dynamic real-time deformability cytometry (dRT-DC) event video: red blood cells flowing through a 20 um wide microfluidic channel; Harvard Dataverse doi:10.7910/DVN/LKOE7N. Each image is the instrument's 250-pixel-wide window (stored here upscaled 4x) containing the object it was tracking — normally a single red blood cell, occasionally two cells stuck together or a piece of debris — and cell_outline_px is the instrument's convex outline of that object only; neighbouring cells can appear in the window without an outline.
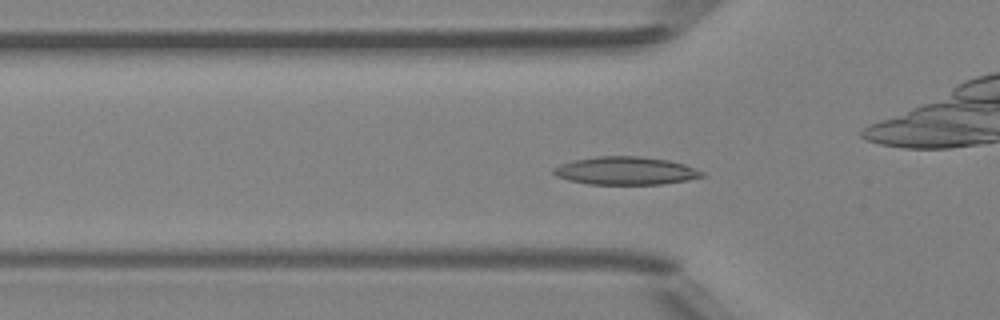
{"species": "Egyptian fruit bat (a non-hibernating species)", "species_latin": "Rousettus aegyptiacus", "temperature_condition": "room temperature", "stored_images_in_passage": 50, "camera_frame_rate_fps": 3000, "um_per_image_px": 0.085, "animal": {"sex": "female"}, "frame": {"image": 1, "passage_image": 16, "time_ms": 5.0, "image_size_px": [1000, 320], "cell_outline_px": [[704, 176], [688, 180], [664, 184], [588, 184], [568, 180], [556, 176], [552, 172], [552, 168], [560, 164], [572, 160], [596, 156], [640, 156], [668, 160], [684, 164], [704, 172]], "centroid_in_image_um": [53.15, 14.51], "position_along_channel_um": 72.7, "area_um2": 24.33}}
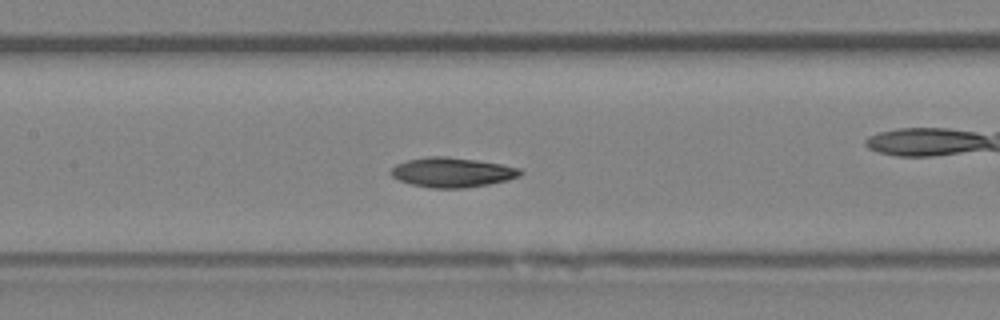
{"frame": {"image": 2, "passage_image": 23, "time_ms": 7.333, "image_size_px": [1000, 320], "cell_outline_px": [[524, 172], [520, 176], [508, 180], [488, 184], [464, 188], [432, 188], [412, 184], [400, 180], [392, 176], [392, 168], [396, 164], [408, 160], [428, 156], [444, 156], [476, 160], [500, 164], [520, 168]], "centroid_in_image_um": [38.47, 14.65], "position_along_channel_um": 168.9, "area_um2": 22.2}}
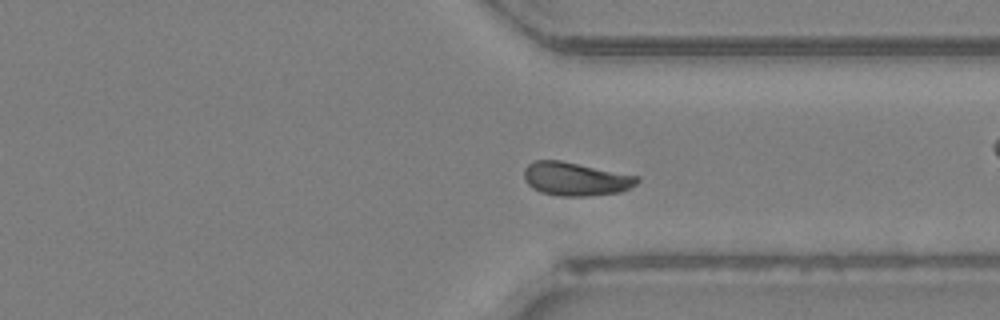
{"frame": {"image": 3, "passage_image": 37, "time_ms": 12.0, "image_size_px": [1000, 320], "cell_outline_px": [[640, 180], [636, 184], [620, 192], [588, 196], [556, 196], [540, 192], [532, 188], [528, 184], [524, 176], [524, 168], [528, 164], [536, 160], [560, 160], [640, 176]], "centroid_in_image_um": [48.92, 15.21], "position_along_channel_um": 362.5, "area_um2": 22.14}, "authors_computed_cell_mechanics": {"area_um2": 22.2241, "velocity_mm_per_s": 4.1332, "shape_relaxation_time_tau1_ms": null, "shape_relaxation_time_tau2_ms": 5.0456, "deformation_change_tau1": null, "deformation_change_tau2": 0.0869}}